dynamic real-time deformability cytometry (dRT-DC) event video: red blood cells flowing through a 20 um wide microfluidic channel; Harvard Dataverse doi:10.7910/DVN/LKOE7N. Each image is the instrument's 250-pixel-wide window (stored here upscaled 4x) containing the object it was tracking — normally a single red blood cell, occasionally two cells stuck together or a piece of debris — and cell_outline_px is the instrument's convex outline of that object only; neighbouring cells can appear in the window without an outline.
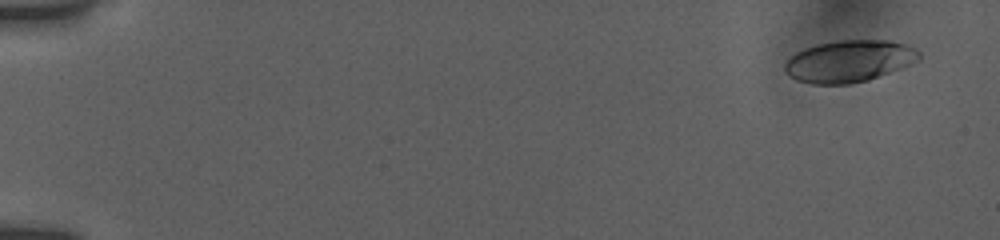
{"species": "human", "species_latin": "Homo sapiens", "temperature_condition": "room temperature", "stored_images_in_passage": 17, "camera_frame_rate_fps": 3000, "um_per_image_px": 0.085, "donor": {"sex": "female"}, "frame": {"image": 1, "passage_image": 1, "time_ms": 0.0, "image_size_px": [1000, 240], "cell_outline_px": [[920, 60], [900, 68], [868, 80], [848, 84], [812, 84], [796, 80], [788, 76], [784, 72], [784, 64], [796, 52], [804, 48], [820, 44], [840, 40], [888, 40], [908, 44], [916, 48], [920, 52]], "centroid_in_image_um": [72.18, 5.2], "position_along_channel_um": 12.8, "area_um2": 32.83}}
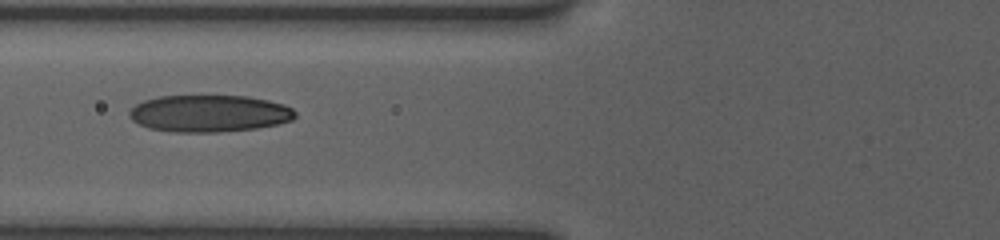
{"frame": {"image": 2, "passage_image": 10, "time_ms": 6.667, "image_size_px": [1000, 240], "cell_outline_px": [[296, 116], [292, 120], [276, 124], [256, 128], [216, 132], [176, 132], [148, 128], [132, 120], [128, 116], [128, 112], [136, 104], [144, 100], [160, 96], [248, 96], [268, 100], [284, 104], [292, 108], [296, 112]], "centroid_in_image_um": [17.78, 9.64], "position_along_channel_um": 108.0, "area_um2": 35.72}}
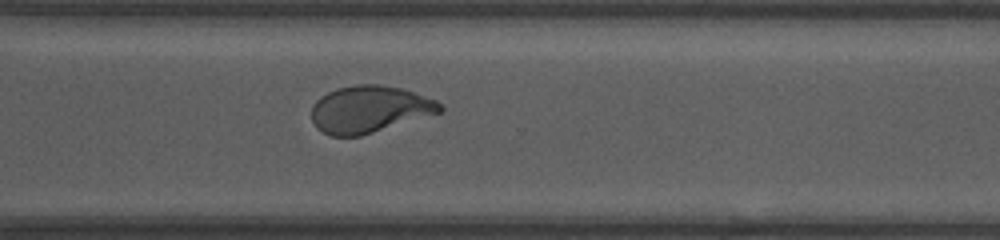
{"frame": {"image": 3, "passage_image": 17, "time_ms": 12.667, "image_size_px": [1000, 240], "cell_outline_px": [[444, 108], [440, 112], [360, 136], [332, 136], [316, 128], [312, 120], [312, 104], [320, 96], [336, 88], [360, 84], [376, 84], [400, 88], [436, 100]], "centroid_in_image_um": [31.35, 9.28], "position_along_channel_um": 339.2, "area_um2": 34.8}}